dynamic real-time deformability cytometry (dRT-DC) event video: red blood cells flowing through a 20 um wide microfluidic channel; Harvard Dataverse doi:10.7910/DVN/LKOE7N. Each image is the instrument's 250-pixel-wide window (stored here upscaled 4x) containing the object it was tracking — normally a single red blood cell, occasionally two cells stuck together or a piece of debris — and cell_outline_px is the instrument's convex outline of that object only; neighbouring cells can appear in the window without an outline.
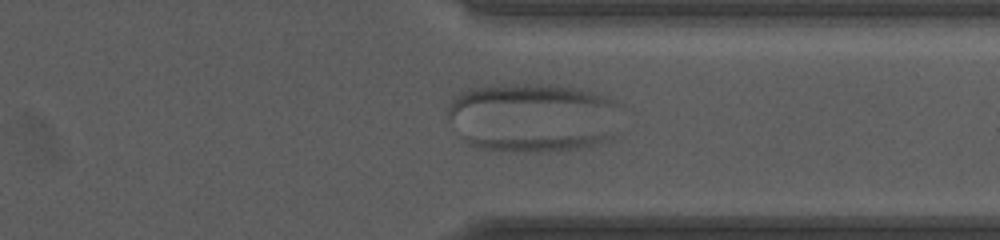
{"species": "human", "species_latin": "Homo sapiens", "temperature_condition": "room temperature", "stored_images_in_passage": 48, "segment_of_instrument_passage": [2, 2], "camera_frame_rate_fps": 3000, "um_per_image_px": 0.085, "donor": {"sex": "female"}, "frame": {"image": 1, "passage_image": 37, "time_ms": 12.0, "image_size_px": [1000, 240], "cell_outline_px": [[624, 104], [452, 116], [448, 116], [448, 108], [452, 100], [460, 92], [468, 88], [488, 84], [548, 84], [576, 88], [608, 96]], "centroid_in_image_um": [44.47, 8.41], "position_along_channel_um": 366.9, "area_um2": 27.22}}